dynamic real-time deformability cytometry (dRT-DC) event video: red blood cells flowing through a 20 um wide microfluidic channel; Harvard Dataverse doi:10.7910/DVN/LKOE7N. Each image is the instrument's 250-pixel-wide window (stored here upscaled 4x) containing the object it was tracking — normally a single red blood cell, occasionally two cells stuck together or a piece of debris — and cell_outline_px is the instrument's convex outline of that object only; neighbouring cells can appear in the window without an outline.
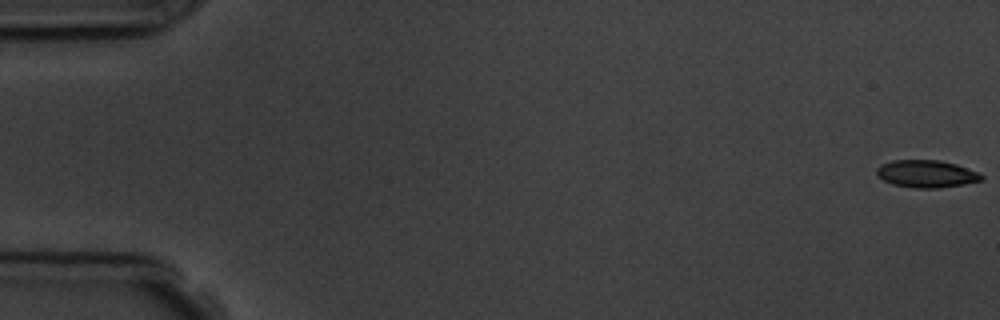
{"species": "common noctule bat (a hibernating species)", "species_latin": "Nyctalus noctula", "temperature_condition": "room temperature", "stored_images_in_passage": 6, "camera_frame_rate_fps": 3000, "um_per_image_px": 0.085, "animal": {"sex": "male", "body_mass_g": 19.5, "forearm_length_mm": 54.6}, "frame": {"image": 1, "passage_image": 1, "time_ms": 0.0, "image_size_px": [1000, 320], "cell_outline_px": [[984, 180], [964, 184], [936, 188], [916, 188], [892, 184], [884, 180], [876, 172], [876, 168], [892, 160], [940, 160], [956, 164], [980, 172], [984, 176]], "centroid_in_image_um": [78.81, 14.77], "position_along_channel_um": 6.2, "area_um2": 16.7}}
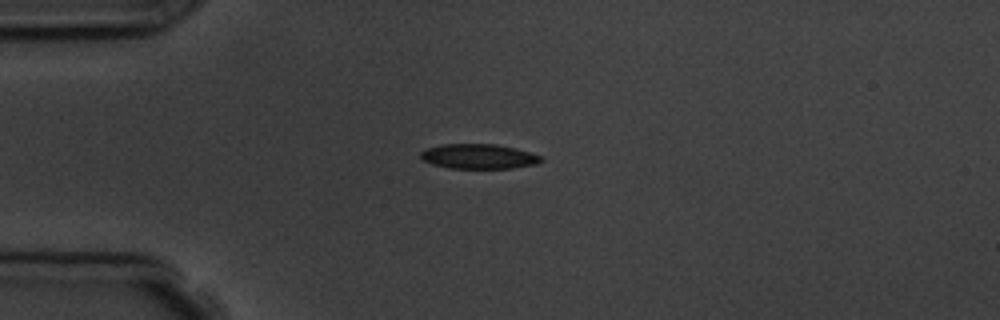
{"frame": {"image": 2, "passage_image": 5, "time_ms": 4.667, "image_size_px": [1000, 320], "cell_outline_px": [[544, 160], [536, 164], [512, 168], [448, 168], [432, 164], [424, 160], [420, 156], [420, 152], [428, 148], [444, 144], [496, 144], [516, 148], [540, 156]], "centroid_in_image_um": [40.69, 13.29], "position_along_channel_um": 44.3, "area_um2": 17.28}}